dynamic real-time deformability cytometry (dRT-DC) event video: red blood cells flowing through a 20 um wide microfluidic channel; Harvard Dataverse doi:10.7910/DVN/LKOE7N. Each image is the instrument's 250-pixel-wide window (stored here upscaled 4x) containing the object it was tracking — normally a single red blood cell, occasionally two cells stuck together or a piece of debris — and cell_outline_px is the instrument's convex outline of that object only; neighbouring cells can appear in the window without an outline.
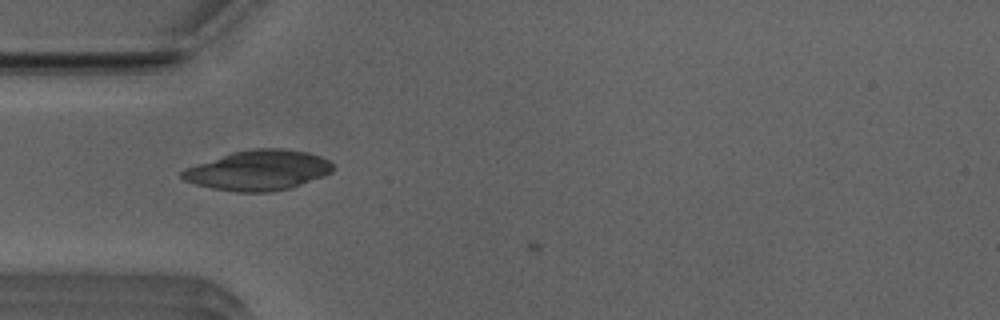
{"species": "Egyptian fruit bat (a non-hibernating species)", "species_latin": "Rousettus aegyptiacus", "temperature_condition": "room temperature", "stored_images_in_passage": 6, "camera_frame_rate_fps": 3000, "um_per_image_px": 0.085, "animal": {"sex": "male"}, "frame": {"image": 1, "passage_image": 5, "time_ms": 1.333, "image_size_px": [1000, 320], "cell_outline_px": [[332, 172], [324, 176], [288, 188], [268, 192], [236, 192], [212, 188], [196, 184], [184, 180], [180, 176], [180, 172], [184, 168], [232, 152], [252, 148], [284, 148], [308, 152], [320, 156], [328, 160], [332, 164]], "centroid_in_image_um": [21.94, 14.46], "position_along_channel_um": 63.1, "area_um2": 35.14}}